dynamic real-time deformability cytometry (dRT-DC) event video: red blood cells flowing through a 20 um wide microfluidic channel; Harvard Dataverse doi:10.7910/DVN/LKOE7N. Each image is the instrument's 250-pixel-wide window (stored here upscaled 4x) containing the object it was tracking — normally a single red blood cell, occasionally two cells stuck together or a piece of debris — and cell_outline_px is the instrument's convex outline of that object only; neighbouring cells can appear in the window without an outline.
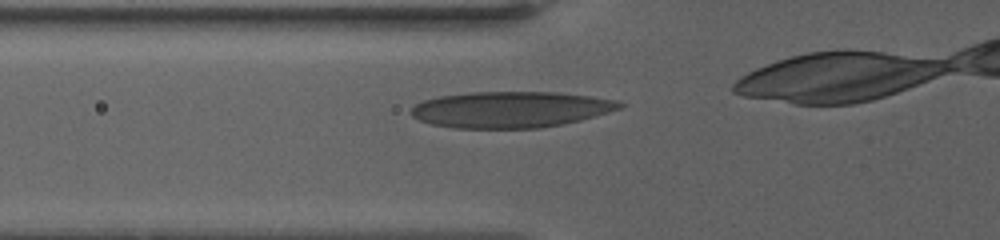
{"species": "human", "species_latin": "Homo sapiens", "temperature_condition": "warm", "stored_images_in_passage": 8, "segment_of_instrument_passage": [1, 2], "camera_frame_rate_fps": 3000, "um_per_image_px": 0.085, "donor": {"sex": "female"}, "frame": {"image": 1, "passage_image": 2, "time_ms": 0.333, "image_size_px": [1000, 240], "cell_outline_px": [[624, 104], [620, 108], [608, 112], [580, 120], [564, 124], [540, 128], [452, 128], [432, 124], [420, 120], [412, 116], [408, 112], [416, 104], [424, 100], [440, 96], [472, 92], [556, 92], [592, 96], [616, 100]], "centroid_in_image_um": [43.39, 9.31], "position_along_channel_um": 82.4, "area_um2": 43.93}}
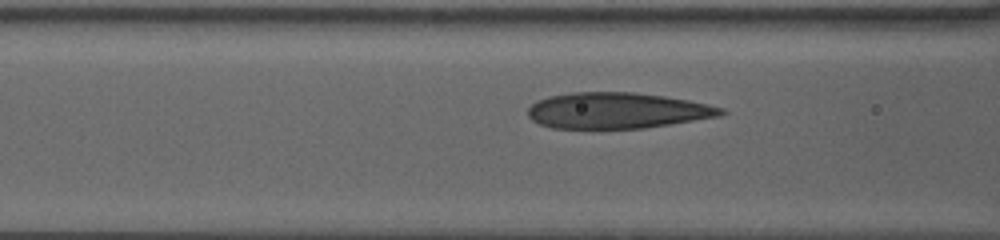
{"frame": {"image": 2, "passage_image": 5, "time_ms": 1.333, "image_size_px": [1000, 240], "cell_outline_px": [[728, 112], [720, 116], [644, 128], [552, 128], [540, 124], [532, 120], [528, 116], [528, 108], [536, 100], [548, 96], [572, 92], [632, 92], [664, 96], [688, 100], [708, 104], [724, 108]], "centroid_in_image_um": [52.45, 9.39], "position_along_channel_um": 114.2, "area_um2": 40.46}}